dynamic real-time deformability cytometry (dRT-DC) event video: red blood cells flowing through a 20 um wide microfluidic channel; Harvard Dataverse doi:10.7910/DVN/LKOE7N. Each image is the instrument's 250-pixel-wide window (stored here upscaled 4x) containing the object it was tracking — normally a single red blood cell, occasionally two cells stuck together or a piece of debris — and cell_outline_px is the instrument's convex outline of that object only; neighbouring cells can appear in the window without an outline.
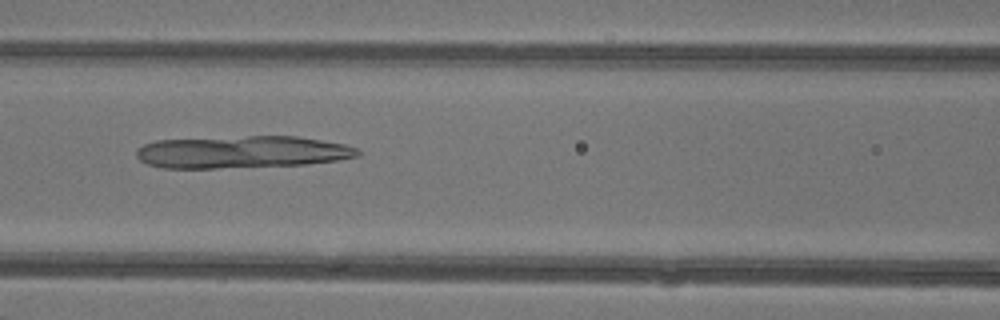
{"species": "common noctule bat (a hibernating species)", "species_latin": "Nyctalus noctula", "temperature_condition": "warm", "stored_images_in_passage": 39, "camera_frame_rate_fps": 3000, "um_per_image_px": 0.085, "animal": {"sex": "female"}, "frame": {"image": 1, "passage_image": 13, "time_ms": 4.0, "image_size_px": [1000, 320], "cell_outline_px": [[360, 156], [336, 160], [304, 164], [216, 168], [164, 168], [148, 164], [140, 160], [136, 156], [136, 148], [144, 144], [156, 140], [248, 136], [296, 136], [344, 144], [356, 148], [360, 152]], "centroid_in_image_um": [20.53, 12.92], "position_along_channel_um": 146.1, "area_um2": 41.44}}
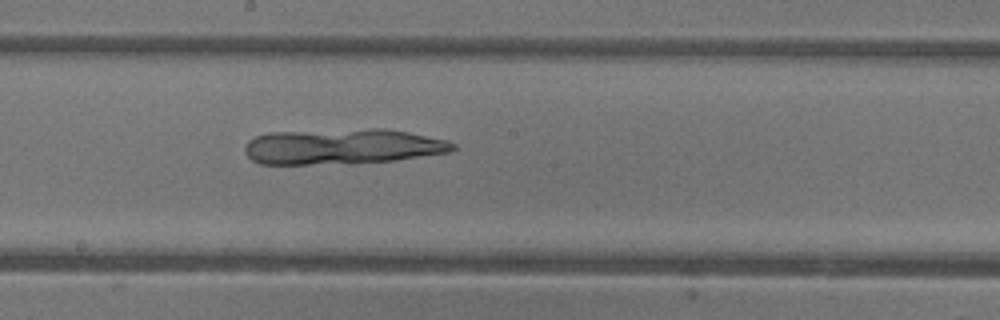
{"frame": {"image": 2, "passage_image": 18, "time_ms": 5.667, "image_size_px": [1000, 320], "cell_outline_px": [[456, 148], [448, 152], [396, 160], [352, 164], [260, 164], [252, 160], [244, 152], [244, 148], [248, 140], [256, 136], [268, 132], [372, 128], [380, 128], [408, 132], [448, 140], [456, 144]], "centroid_in_image_um": [29.08, 12.46], "position_along_channel_um": 219.1, "area_um2": 43.52}}
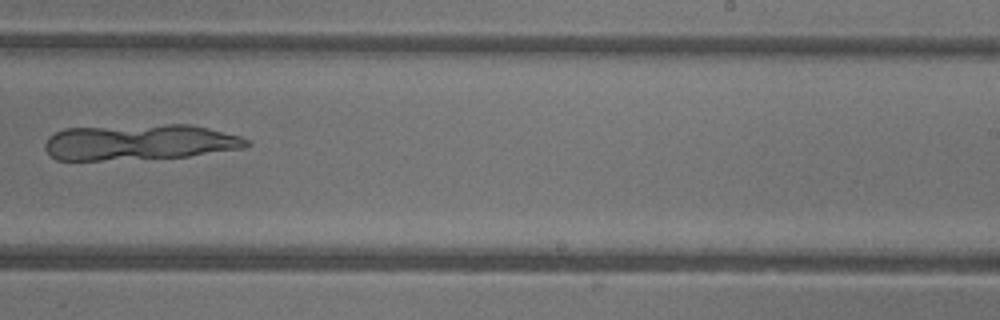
{"frame": {"image": 3, "passage_image": 22, "time_ms": 7.0, "image_size_px": [1000, 320], "cell_outline_px": [[252, 144], [244, 148], [188, 156], [100, 160], [56, 160], [44, 148], [44, 144], [48, 136], [64, 128], [164, 124], [192, 124], [240, 136], [248, 140]], "centroid_in_image_um": [11.85, 12.07], "position_along_channel_um": 277.1, "area_um2": 42.02}}